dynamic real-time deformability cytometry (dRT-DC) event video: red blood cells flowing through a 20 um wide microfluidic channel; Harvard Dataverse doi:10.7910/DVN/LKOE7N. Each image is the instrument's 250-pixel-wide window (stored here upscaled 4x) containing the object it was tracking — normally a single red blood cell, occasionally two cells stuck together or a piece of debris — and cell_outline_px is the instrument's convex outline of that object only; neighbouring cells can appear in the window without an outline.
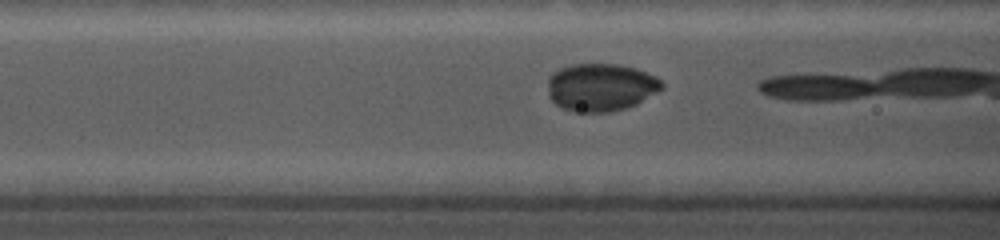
{"species": "common noctule bat (a hibernating species)", "species_latin": "Nyctalus noctula", "temperature_condition": "cold", "stored_images_in_passage": 9, "camera_frame_rate_fps": 5000, "um_per_image_px": 0.085, "animal": {"sex": "female", "body_mass_g": 19.0, "forearm_length_mm": 56.7}, "frame": {"image": 1, "passage_image": 6, "time_ms": 1.0, "image_size_px": [1000, 240], "cell_outline_px": [[664, 88], [636, 104], [612, 112], [572, 112], [560, 108], [548, 96], [548, 76], [552, 72], [560, 68], [572, 64], [620, 64], [636, 68], [656, 76], [664, 84]], "centroid_in_image_um": [51.05, 7.41], "position_along_channel_um": 115.6, "area_um2": 32.14}}